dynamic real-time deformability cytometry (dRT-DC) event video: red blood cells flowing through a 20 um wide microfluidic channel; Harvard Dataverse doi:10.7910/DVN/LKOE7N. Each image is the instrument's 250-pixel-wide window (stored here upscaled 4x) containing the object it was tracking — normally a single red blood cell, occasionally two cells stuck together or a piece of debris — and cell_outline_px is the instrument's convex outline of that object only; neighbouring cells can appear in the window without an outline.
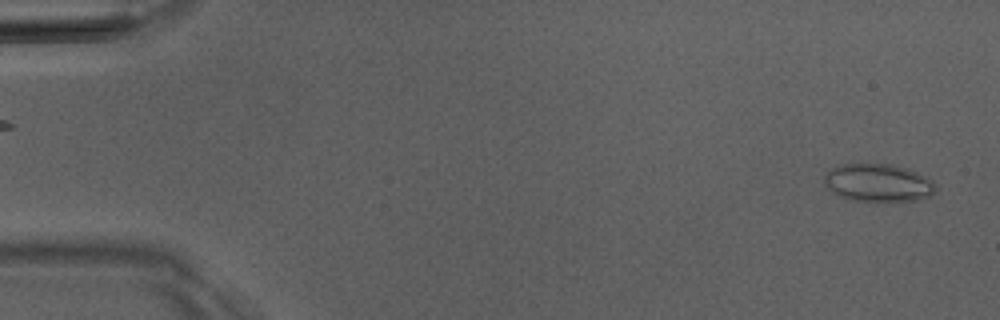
{"species": "Egyptian fruit bat (a non-hibernating species)", "species_latin": "Rousettus aegyptiacus", "temperature_condition": "room temperature", "stored_images_in_passage": 4, "camera_frame_rate_fps": 3000, "um_per_image_px": 0.085, "animal": {"sex": "male"}, "frame": {"image": 1, "passage_image": 4, "time_ms": 4.333, "image_size_px": [1000, 320], "cell_outline_px": [[936, 192], [932, 196], [920, 200], [852, 200], [840, 196], [832, 192], [824, 184], [824, 176], [832, 168], [840, 164], [892, 164], [916, 172], [932, 180], [936, 188]], "centroid_in_image_um": [74.65, 15.53], "position_along_channel_um": 10.4, "area_um2": 24.33}}